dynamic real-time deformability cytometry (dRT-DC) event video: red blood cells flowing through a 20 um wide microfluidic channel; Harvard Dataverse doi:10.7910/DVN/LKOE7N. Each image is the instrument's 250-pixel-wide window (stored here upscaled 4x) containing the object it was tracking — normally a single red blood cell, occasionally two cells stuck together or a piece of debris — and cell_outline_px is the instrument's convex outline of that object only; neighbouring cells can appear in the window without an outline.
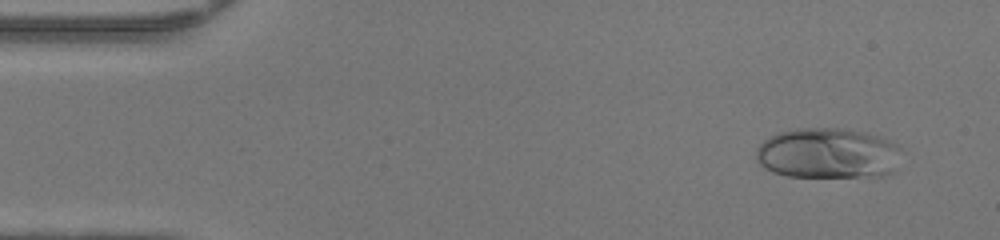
{"species": "human", "species_latin": "Homo sapiens", "temperature_condition": "warm", "stored_images_in_passage": 45, "camera_frame_rate_fps": 3000, "um_per_image_px": 0.085, "donor": {"sex": "female"}, "frame": {"image": 1, "passage_image": 1, "time_ms": 0.0, "image_size_px": [1000, 240], "cell_outline_px": [[900, 148], [892, 172], [888, 176], [788, 176], [772, 172], [764, 168], [756, 160], [756, 148], [764, 140], [780, 132], [796, 128], [836, 128], [860, 132], [880, 136], [892, 140], [900, 144]], "centroid_in_image_um": [70.35, 13.03], "position_along_channel_um": 14.6, "area_um2": 42.71}}
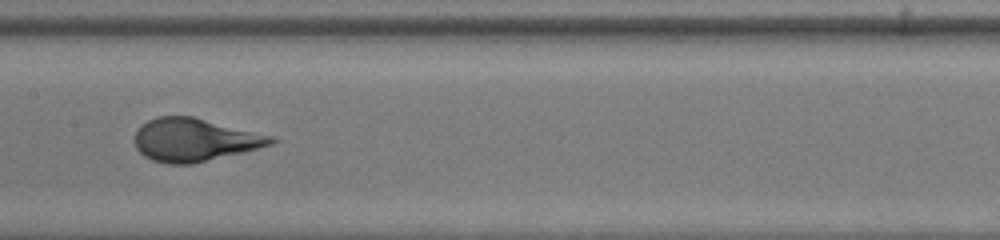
{"frame": {"image": 2, "passage_image": 21, "time_ms": 6.667, "image_size_px": [1000, 240], "cell_outline_px": [[280, 140], [272, 144], [244, 152], [192, 164], [168, 164], [152, 160], [144, 156], [136, 148], [136, 132], [148, 120], [156, 116], [192, 116], [276, 136]], "centroid_in_image_um": [16.6, 11.89], "position_along_channel_um": 190.8, "area_um2": 34.22}}
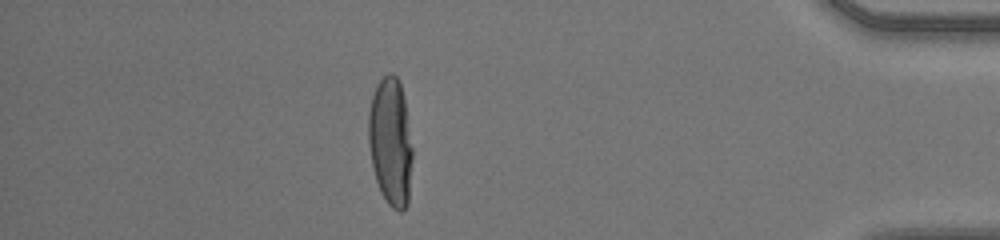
{"frame": {"image": 3, "passage_image": 39, "time_ms": 12.667, "image_size_px": [1000, 240], "cell_outline_px": [[412, 156], [408, 204], [400, 212], [392, 208], [388, 204], [380, 192], [372, 168], [368, 144], [368, 112], [372, 96], [380, 80], [388, 72], [392, 72], [396, 76], [400, 84], [404, 100], [412, 148]], "centroid_in_image_um": [33.18, 12.08], "position_along_channel_um": 402.0, "area_um2": 32.83}, "authors_computed_cell_mechanics": {"area_um2": 34.5066, "velocity_mm_per_s": 4.2955, "shape_relaxation_time_tau1_ms": 4.3453, "shape_relaxation_time_tau2_ms": null, "deformation_change_tau1": 0.275, "deformation_change_tau2": null}}